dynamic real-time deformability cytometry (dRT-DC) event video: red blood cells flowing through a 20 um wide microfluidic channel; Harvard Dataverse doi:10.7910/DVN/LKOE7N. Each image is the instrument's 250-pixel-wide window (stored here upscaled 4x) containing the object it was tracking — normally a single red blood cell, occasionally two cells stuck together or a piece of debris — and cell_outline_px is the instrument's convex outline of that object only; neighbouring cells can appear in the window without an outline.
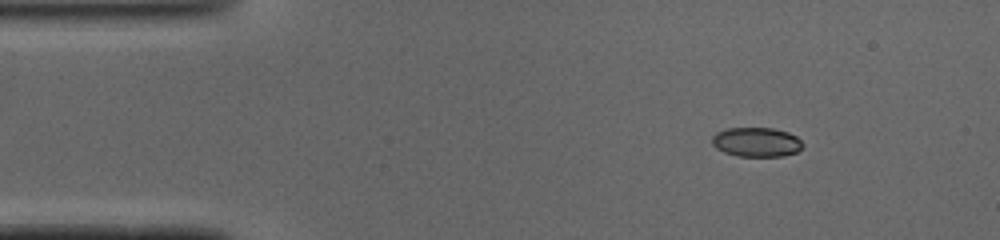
{"species": "common noctule bat (a hibernating species)", "species_latin": "Nyctalus noctula", "temperature_condition": "cold", "stored_images_in_passage": 47, "camera_frame_rate_fps": 3000, "um_per_image_px": 0.085, "animal": {"sex": "male", "body_mass_g": 19.0, "forearm_length_mm": 50.8}, "frame": {"image": 1, "passage_image": 5, "time_ms": 1.333, "image_size_px": [1000, 240], "cell_outline_px": [[804, 144], [796, 152], [784, 156], [736, 156], [724, 152], [716, 148], [712, 144], [712, 136], [716, 132], [728, 128], [772, 128], [788, 132], [796, 136]], "centroid_in_image_um": [64.28, 12.08], "position_along_channel_um": 20.7, "area_um2": 15.55}}
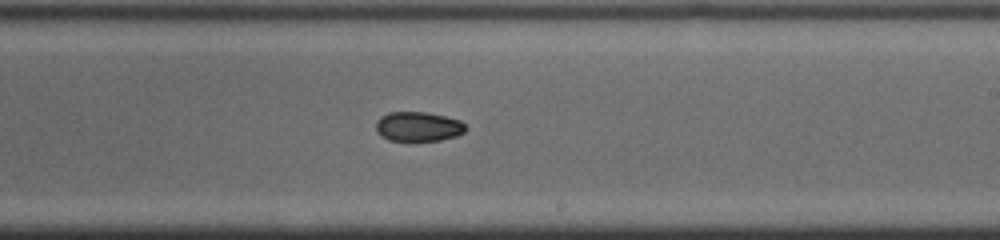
{"frame": {"image": 2, "passage_image": 27, "time_ms": 8.667, "image_size_px": [1000, 240], "cell_outline_px": [[468, 128], [464, 132], [456, 136], [440, 140], [412, 144], [388, 140], [380, 136], [376, 132], [376, 120], [380, 116], [388, 112], [424, 112], [444, 116], [460, 120]], "centroid_in_image_um": [35.5, 10.81], "position_along_channel_um": 253.5, "area_um2": 16.24}}
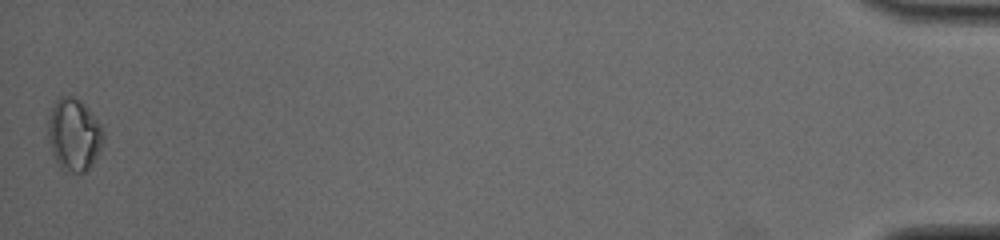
{"frame": {"image": 3, "passage_image": 47, "time_ms": 15.333, "image_size_px": [1000, 240], "cell_outline_px": [[104, 140], [100, 152], [92, 164], [84, 172], [64, 172], [60, 168], [52, 152], [48, 140], [48, 120], [56, 96], [72, 96], [80, 100], [88, 108], [100, 124], [104, 132]], "centroid_in_image_um": [6.29, 11.44], "position_along_channel_um": 428.9, "area_um2": 23.52}, "authors_computed_cell_mechanics": {"area_um2": 16.2418, "velocity_mm_per_s": 4.1207, "shape_relaxation_time_tau1_ms": null, "shape_relaxation_time_tau2_ms": 3.6933, "deformation_change_tau1": null, "deformation_change_tau2": 0.0547}}